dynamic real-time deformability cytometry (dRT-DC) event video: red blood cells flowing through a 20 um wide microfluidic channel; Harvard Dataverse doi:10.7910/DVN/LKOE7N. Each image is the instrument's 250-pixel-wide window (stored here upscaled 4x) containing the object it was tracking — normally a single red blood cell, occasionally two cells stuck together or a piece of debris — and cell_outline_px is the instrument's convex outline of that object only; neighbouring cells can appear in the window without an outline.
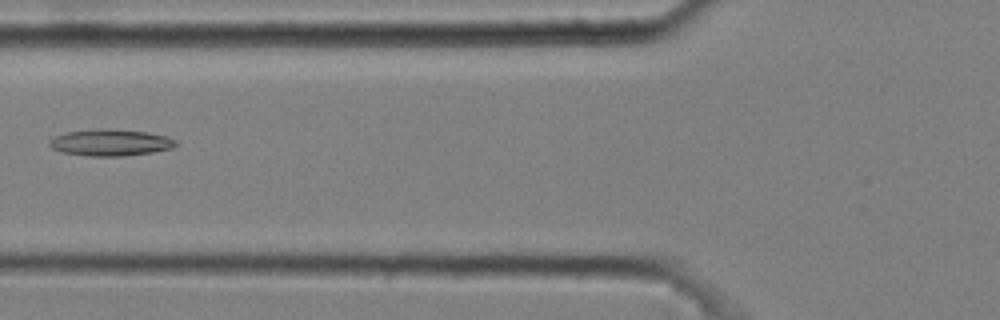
{"species": "common noctule bat (a hibernating species)", "species_latin": "Nyctalus noctula", "temperature_condition": "cold", "stored_images_in_passage": 8, "camera_frame_rate_fps": 3000, "um_per_image_px": 0.085, "animal": {"sex": "male", "body_mass_g": 20.4}, "frame": {"image": 1, "passage_image": 6, "time_ms": 1.667, "image_size_px": [1000, 320], "cell_outline_px": [[180, 144], [172, 148], [152, 152], [124, 156], [88, 156], [64, 152], [52, 148], [48, 144], [48, 140], [56, 136], [68, 132], [100, 128], [108, 128], [148, 132], [168, 136], [176, 140]], "centroid_in_image_um": [9.44, 12.11], "position_along_channel_um": 116.4, "area_um2": 19.71}}
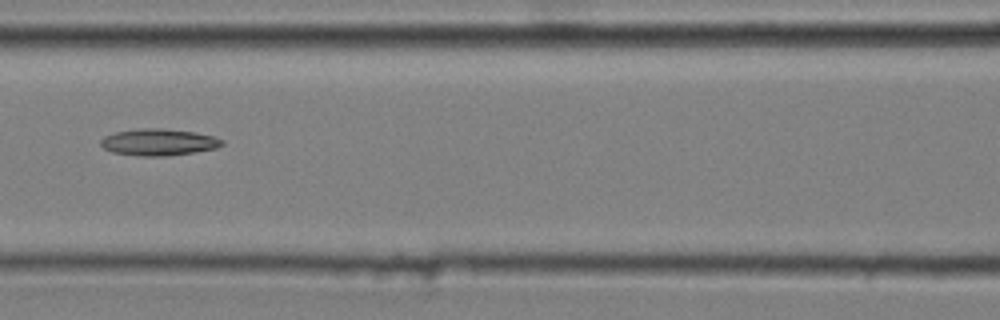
{"frame": {"image": 2, "passage_image": 7, "time_ms": 2.0, "image_size_px": [1000, 320], "cell_outline_px": [[224, 144], [216, 148], [196, 152], [168, 156], [136, 156], [112, 152], [104, 148], [100, 144], [100, 140], [104, 136], [116, 132], [140, 128], [160, 128], [196, 132], [212, 136], [224, 140]], "centroid_in_image_um": [13.48, 12.09], "position_along_channel_um": 153.1, "area_um2": 19.02}}
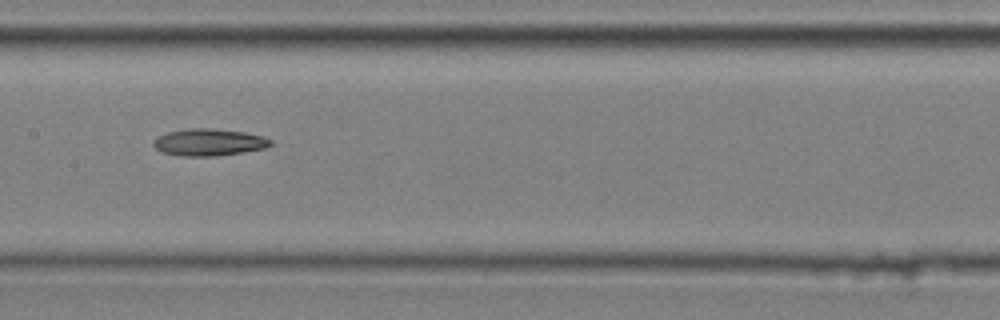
{"frame": {"image": 3, "passage_image": 8, "time_ms": 2.333, "image_size_px": [1000, 320], "cell_outline_px": [[272, 144], [264, 148], [216, 156], [180, 156], [164, 152], [156, 148], [152, 144], [152, 140], [156, 136], [168, 132], [188, 128], [216, 128], [244, 132], [264, 136], [272, 140]], "centroid_in_image_um": [17.73, 12.08], "position_along_channel_um": 189.7, "area_um2": 18.5}}